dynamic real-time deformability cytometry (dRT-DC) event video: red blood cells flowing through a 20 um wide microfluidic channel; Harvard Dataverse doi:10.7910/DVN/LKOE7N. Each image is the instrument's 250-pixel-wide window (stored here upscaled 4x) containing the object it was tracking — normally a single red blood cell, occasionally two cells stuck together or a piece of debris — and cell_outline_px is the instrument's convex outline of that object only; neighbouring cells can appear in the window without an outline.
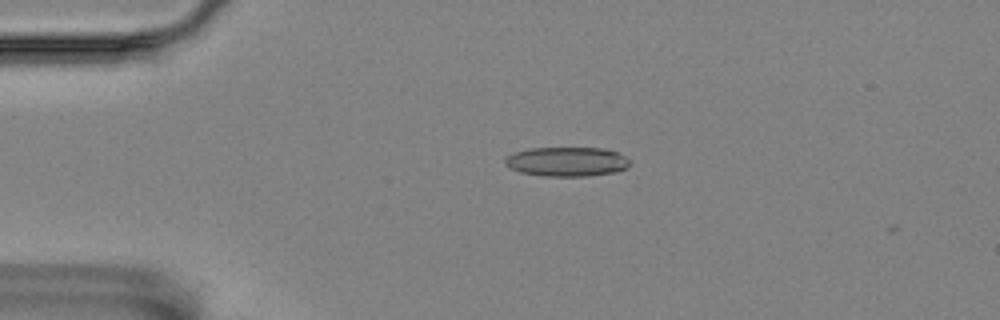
{"species": "Egyptian fruit bat (a non-hibernating species)", "species_latin": "Rousettus aegyptiacus", "temperature_condition": "room temperature", "stored_images_in_passage": 4, "camera_frame_rate_fps": 3000, "um_per_image_px": 0.085, "animal": {"sex": "female"}, "frame": {"image": 1, "passage_image": 3, "time_ms": 0.667, "image_size_px": [1000, 320], "cell_outline_px": [[628, 168], [612, 172], [588, 176], [548, 176], [520, 172], [508, 168], [504, 164], [504, 160], [508, 156], [516, 152], [532, 148], [604, 148], [616, 152], [624, 156], [628, 160]], "centroid_in_image_um": [48.15, 13.74], "position_along_channel_um": 36.8, "area_um2": 21.15}}
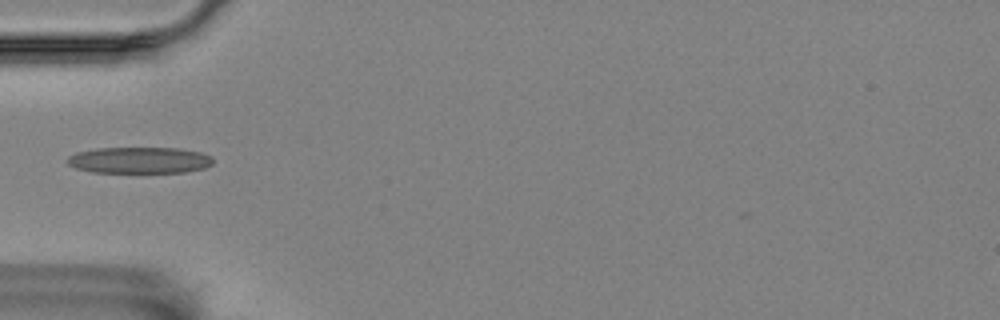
{"frame": {"image": 2, "passage_image": 4, "time_ms": 1.0, "image_size_px": [1000, 320], "cell_outline_px": [[212, 164], [204, 168], [184, 172], [92, 172], [76, 168], [68, 164], [68, 156], [76, 152], [96, 148], [180, 148], [200, 152], [212, 156]], "centroid_in_image_um": [11.85, 13.61], "position_along_channel_um": 73.1, "area_um2": 22.31}}